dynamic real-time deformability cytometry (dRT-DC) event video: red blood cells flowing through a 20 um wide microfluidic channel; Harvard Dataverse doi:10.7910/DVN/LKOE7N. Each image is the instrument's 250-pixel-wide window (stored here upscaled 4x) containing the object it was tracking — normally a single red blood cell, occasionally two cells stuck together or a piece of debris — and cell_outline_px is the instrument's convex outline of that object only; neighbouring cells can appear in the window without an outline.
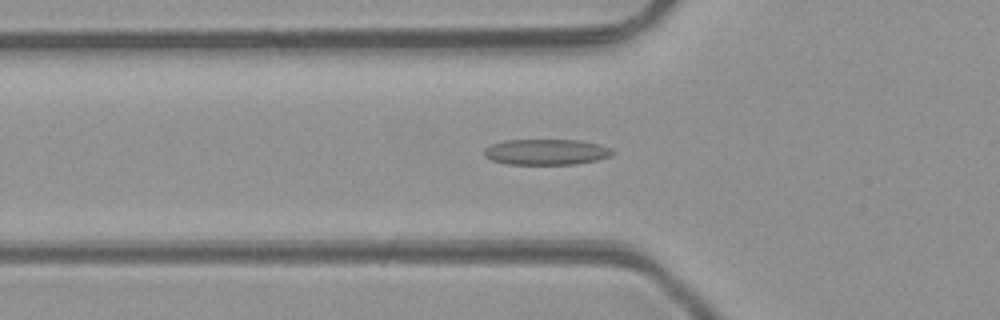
{"species": "common noctule bat (a hibernating species)", "species_latin": "Nyctalus noctula", "temperature_condition": "room temperature", "stored_images_in_passage": 48, "camera_frame_rate_fps": 3000, "um_per_image_px": 0.085, "animal": {"sex": "male", "body_mass_g": 23.1, "forearm_length_mm": 52.7}, "frame": {"image": 1, "passage_image": 16, "time_ms": 5.0, "image_size_px": [1000, 320], "cell_outline_px": [[616, 152], [612, 156], [596, 160], [576, 164], [508, 164], [492, 160], [484, 156], [484, 148], [492, 144], [504, 140], [580, 140], [600, 144], [612, 148]], "centroid_in_image_um": [46.47, 12.91], "position_along_channel_um": 79.3, "area_um2": 19.42}}
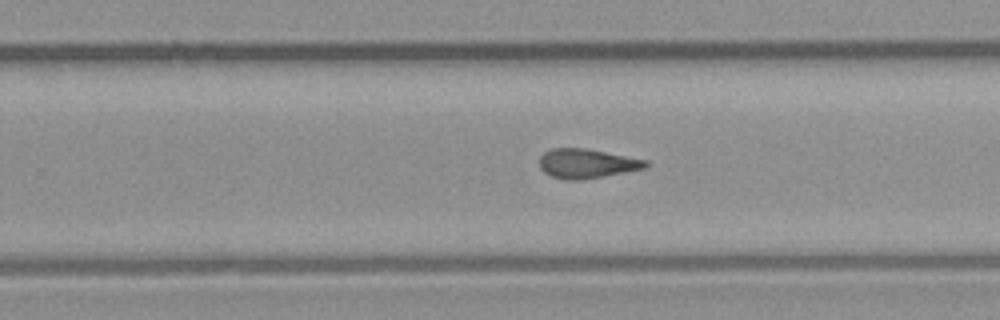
{"frame": {"image": 2, "passage_image": 30, "time_ms": 9.667, "image_size_px": [1000, 320], "cell_outline_px": [[648, 168], [604, 176], [580, 180], [564, 180], [552, 176], [544, 172], [540, 168], [540, 156], [544, 152], [552, 148], [584, 148], [648, 160]], "centroid_in_image_um": [49.88, 13.9], "position_along_channel_um": 279.9, "area_um2": 18.21}}
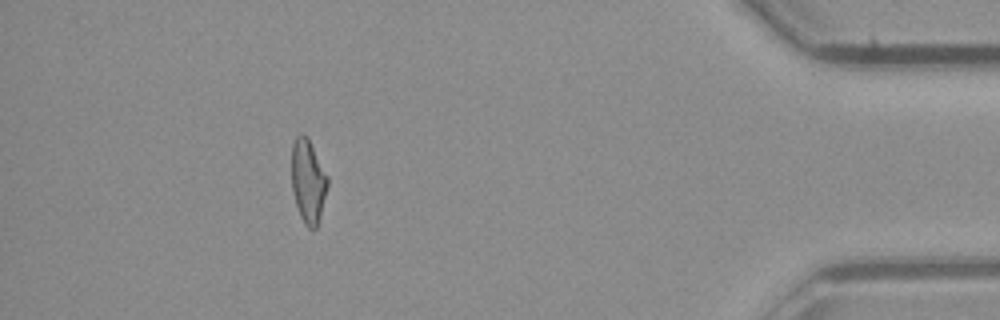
{"frame": {"image": 3, "passage_image": 43, "time_ms": 14.0, "image_size_px": [1000, 320], "cell_outline_px": [[328, 184], [316, 228], [308, 228], [304, 224], [300, 216], [292, 192], [292, 144], [296, 136], [300, 132], [304, 132], [328, 176]], "centroid_in_image_um": [26.16, 15.37], "position_along_channel_um": 409.0, "area_um2": 17.28}, "authors_computed_cell_mechanics": {"area_um2": 18.4093, "velocity_mm_per_s": 4.2692, "shape_relaxation_time_tau1_ms": null, "shape_relaxation_time_tau2_ms": 2.5719, "deformation_change_tau1": null, "deformation_change_tau2": 0.1256}}